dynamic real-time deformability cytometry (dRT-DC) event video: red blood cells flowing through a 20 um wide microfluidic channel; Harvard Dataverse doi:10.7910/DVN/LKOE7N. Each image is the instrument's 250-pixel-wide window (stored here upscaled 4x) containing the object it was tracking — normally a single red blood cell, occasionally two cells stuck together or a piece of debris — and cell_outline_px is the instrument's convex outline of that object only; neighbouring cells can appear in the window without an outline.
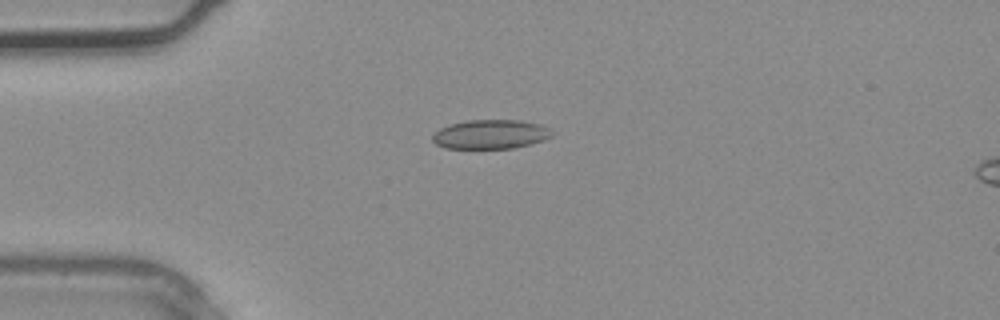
{"species": "common noctule bat (a hibernating species)", "species_latin": "Nyctalus noctula", "temperature_condition": "warm", "stored_images_in_passage": 2, "camera_frame_rate_fps": 3000, "um_per_image_px": 0.085, "animal": {"sex": "male", "body_mass_g": 20.4}, "frame": {"image": 1, "passage_image": 1, "time_ms": 0.0, "image_size_px": [1000, 320], "cell_outline_px": [[552, 136], [544, 140], [512, 148], [444, 148], [436, 144], [432, 140], [432, 136], [440, 128], [448, 124], [468, 120], [520, 120], [540, 124], [548, 128], [552, 132]], "centroid_in_image_um": [41.67, 11.41], "position_along_channel_um": 43.3, "area_um2": 20.23}}